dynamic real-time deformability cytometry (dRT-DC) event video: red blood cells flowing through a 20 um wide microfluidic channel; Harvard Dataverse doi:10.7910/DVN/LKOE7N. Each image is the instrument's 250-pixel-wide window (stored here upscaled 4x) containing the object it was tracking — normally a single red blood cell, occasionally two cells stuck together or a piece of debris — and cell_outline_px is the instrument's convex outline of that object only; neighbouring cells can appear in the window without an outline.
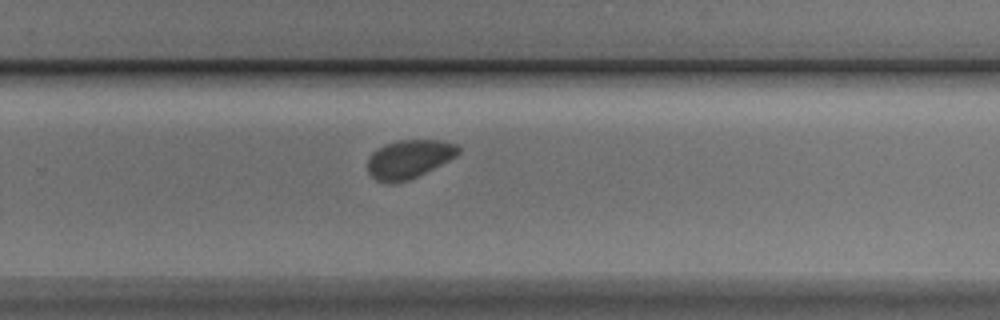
{"species": "Egyptian fruit bat (a non-hibernating species)", "species_latin": "Rousettus aegyptiacus", "temperature_condition": "cold", "stored_images_in_passage": 11, "camera_frame_rate_fps": 3000, "um_per_image_px": 0.085, "animal": {"sex": "male"}, "frame": {"image": 1, "passage_image": 11, "time_ms": 12.667, "image_size_px": [1000, 320], "cell_outline_px": [[460, 152], [456, 156], [408, 180], [392, 184], [388, 184], [376, 180], [368, 172], [368, 156], [376, 148], [384, 144], [400, 140], [440, 140], [460, 144]], "centroid_in_image_um": [34.74, 13.5], "position_along_channel_um": 295.1, "area_um2": 20.4}}